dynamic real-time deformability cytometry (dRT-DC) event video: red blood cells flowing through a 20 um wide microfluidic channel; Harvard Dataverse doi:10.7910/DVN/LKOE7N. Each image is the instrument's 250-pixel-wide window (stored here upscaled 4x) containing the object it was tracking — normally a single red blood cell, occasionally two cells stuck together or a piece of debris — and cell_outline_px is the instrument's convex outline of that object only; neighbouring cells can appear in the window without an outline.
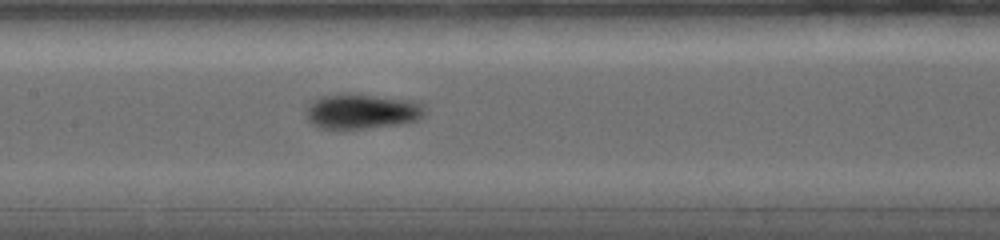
{"species": "common noctule bat (a hibernating species)", "species_latin": "Nyctalus noctula", "temperature_condition": "warm", "stored_images_in_passage": 45, "camera_frame_rate_fps": 5000, "um_per_image_px": 0.085, "animal": {"sex": "female", "body_mass_g": 19.0, "forearm_length_mm": 56.7}, "frame": {"image": 1, "passage_image": 16, "time_ms": 6.6, "image_size_px": [1000, 240], "cell_outline_px": [[424, 116], [416, 120], [400, 124], [364, 128], [320, 128], [312, 124], [308, 120], [304, 112], [308, 104], [312, 100], [320, 96], [340, 92], [420, 100], [424, 104]], "centroid_in_image_um": [30.75, 9.43], "position_along_channel_um": 176.6, "area_um2": 24.8}}
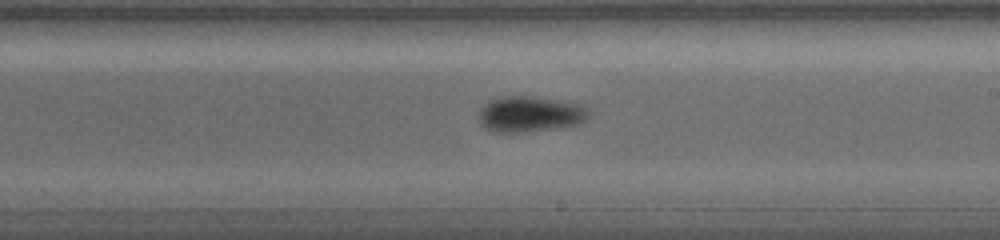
{"frame": {"image": 2, "passage_image": 23, "time_ms": 8.4, "image_size_px": [1000, 240], "cell_outline_px": [[588, 116], [580, 124], [524, 132], [492, 132], [484, 128], [480, 124], [480, 108], [488, 100], [504, 96], [532, 96], [584, 104], [588, 108]], "centroid_in_image_um": [45.04, 9.69], "position_along_channel_um": 244.0, "area_um2": 23.0}}
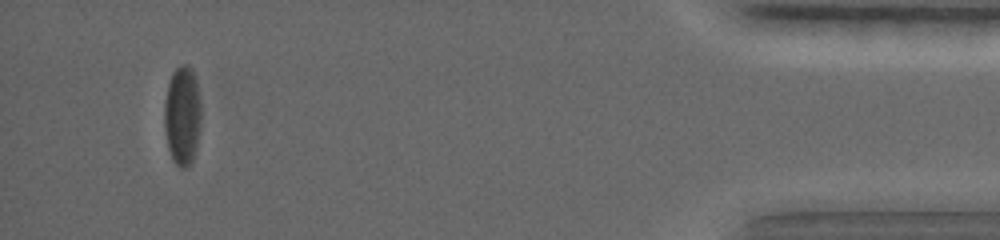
{"frame": {"image": 3, "passage_image": 42, "time_ms": 15.4, "image_size_px": [1000, 240], "cell_outline_px": [[200, 128], [196, 148], [192, 160], [184, 168], [180, 168], [172, 160], [168, 148], [164, 128], [164, 104], [168, 84], [172, 72], [180, 64], [184, 64], [192, 72], [196, 80], [200, 104]], "centroid_in_image_um": [15.48, 9.85], "position_along_channel_um": 419.7, "area_um2": 21.15}, "authors_computed_cell_mechanics": {"area_um2": 22.0796, "velocity_mm_per_s": 3.739, "shape_relaxation_time_tau1_ms": 4.4105, "shape_relaxation_time_tau2_ms": 1.07, "deformation_change_tau1": 0.1241, "deformation_change_tau2": 0.0439}}